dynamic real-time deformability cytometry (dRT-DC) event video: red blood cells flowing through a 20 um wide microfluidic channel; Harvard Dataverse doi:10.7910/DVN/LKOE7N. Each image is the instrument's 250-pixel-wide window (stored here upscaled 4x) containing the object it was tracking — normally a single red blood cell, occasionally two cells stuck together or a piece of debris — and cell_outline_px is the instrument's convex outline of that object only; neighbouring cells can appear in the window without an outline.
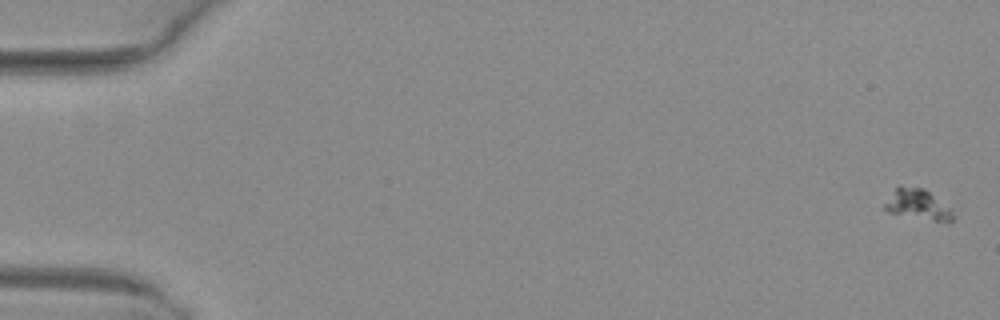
{"species": "common noctule bat (a hibernating species)", "species_latin": "Nyctalus noctula", "temperature_condition": "warm", "stored_images_in_passage": 8, "camera_frame_rate_fps": 3000, "um_per_image_px": 0.085, "animal": {"sex": "female", "body_mass_g": 29.2, "forearm_length_mm": 56.3}, "frame": {"image": 1, "passage_image": 1, "time_ms": 0.0, "image_size_px": [1000, 320], "cell_outline_px": [[956, 216], [948, 224], [888, 212], [884, 208], [884, 204], [896, 188], [900, 184], [924, 188], [948, 208]], "centroid_in_image_um": [78.02, 17.4], "position_along_channel_um": 7.0, "area_um2": 12.08}}